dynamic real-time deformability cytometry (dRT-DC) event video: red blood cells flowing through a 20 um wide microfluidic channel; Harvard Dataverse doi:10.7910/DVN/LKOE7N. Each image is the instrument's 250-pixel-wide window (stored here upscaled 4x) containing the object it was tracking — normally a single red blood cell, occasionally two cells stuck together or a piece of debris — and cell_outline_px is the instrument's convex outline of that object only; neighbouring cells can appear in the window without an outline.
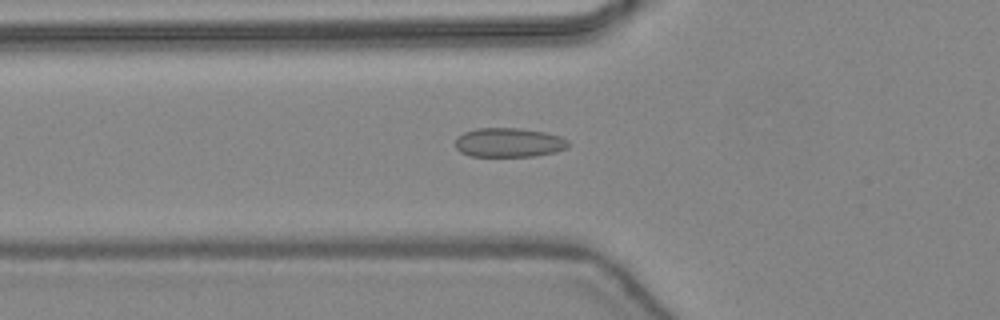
{"species": "common noctule bat (a hibernating species)", "species_latin": "Nyctalus noctula", "temperature_condition": "warm", "stored_images_in_passage": 34, "camera_frame_rate_fps": 3000, "um_per_image_px": 0.085, "animal": {"sex": "female", "body_mass_g": 24.6, "forearm_length_mm": 56.2}, "frame": {"image": 1, "passage_image": 6, "time_ms": 1.667, "image_size_px": [1000, 320], "cell_outline_px": [[568, 148], [556, 152], [536, 156], [468, 156], [460, 152], [456, 148], [456, 136], [464, 132], [476, 128], [516, 128], [544, 132], [560, 136], [568, 140]], "centroid_in_image_um": [43.24, 12.12], "position_along_channel_um": 82.6, "area_um2": 19.36}}
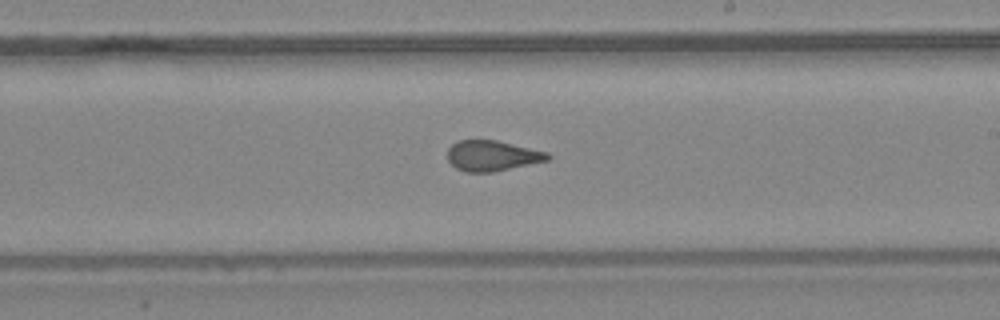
{"frame": {"image": 2, "passage_image": 17, "time_ms": 5.333, "image_size_px": [1000, 320], "cell_outline_px": [[552, 156], [548, 160], [492, 172], [464, 172], [456, 168], [448, 160], [448, 148], [456, 140], [496, 140], [548, 152]], "centroid_in_image_um": [41.82, 13.23], "position_along_channel_um": 247.2, "area_um2": 17.74}}
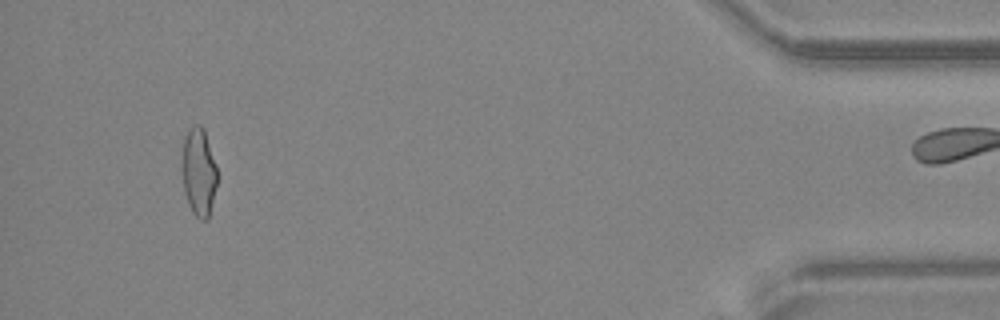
{"frame": {"image": 3, "passage_image": 33, "time_ms": 10.667, "image_size_px": [1000, 320], "cell_outline_px": [[216, 184], [208, 220], [200, 220], [192, 212], [188, 204], [184, 192], [180, 164], [180, 160], [184, 140], [188, 132], [196, 124], [200, 124], [204, 128], [216, 164]], "centroid_in_image_um": [16.86, 14.63], "position_along_channel_um": 418.3, "area_um2": 18.21}, "authors_computed_cell_mechanics": {"area_um2": 18.4093, "velocity_mm_per_s": 4.4663, "shape_relaxation_time_tau1_ms": null, "shape_relaxation_time_tau2_ms": 1.0473, "deformation_change_tau1": null, "deformation_change_tau2": 0.0631}}